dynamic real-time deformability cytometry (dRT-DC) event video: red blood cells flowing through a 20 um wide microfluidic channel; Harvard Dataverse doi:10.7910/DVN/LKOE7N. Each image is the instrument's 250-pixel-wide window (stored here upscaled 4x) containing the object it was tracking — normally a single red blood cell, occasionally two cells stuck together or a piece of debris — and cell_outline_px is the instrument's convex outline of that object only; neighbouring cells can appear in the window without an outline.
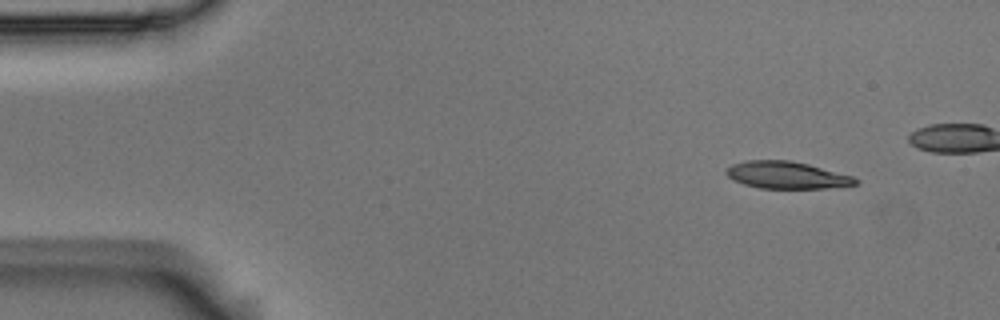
{"species": "Egyptian fruit bat (a non-hibernating species)", "species_latin": "Rousettus aegyptiacus", "temperature_condition": "room temperature", "stored_images_in_passage": 6, "segment_of_instrument_passage": [1, 2], "camera_frame_rate_fps": 3000, "um_per_image_px": 0.085, "animal": {"sex": "male"}, "frame": {"image": 1, "passage_image": 1, "time_ms": 0.0, "image_size_px": [1000, 320], "cell_outline_px": [[860, 180], [856, 184], [824, 188], [760, 188], [744, 184], [732, 180], [724, 172], [732, 164], [748, 160], [792, 160], [808, 164], [852, 176]], "centroid_in_image_um": [66.84, 14.88], "position_along_channel_um": 18.2, "area_um2": 20.29}}
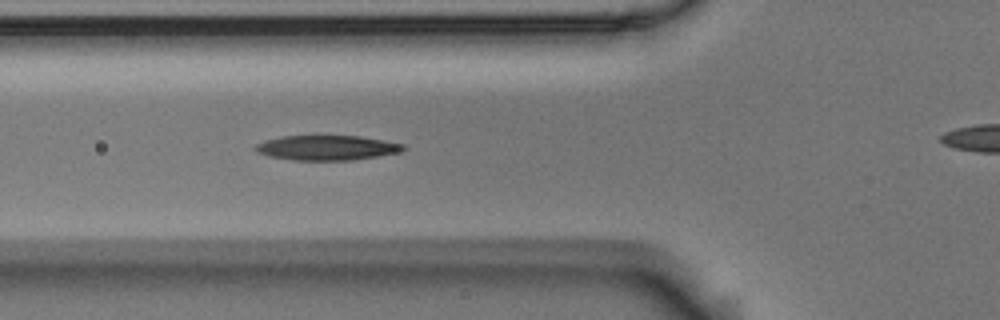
{"frame": {"image": 2, "passage_image": 5, "time_ms": 1.333, "image_size_px": [1000, 320], "cell_outline_px": [[408, 148], [400, 152], [352, 160], [296, 160], [272, 156], [256, 152], [256, 144], [264, 140], [280, 136], [312, 132], [320, 132], [360, 136], [384, 140], [404, 144]], "centroid_in_image_um": [27.78, 12.49], "position_along_channel_um": 98.0, "area_um2": 22.54}}